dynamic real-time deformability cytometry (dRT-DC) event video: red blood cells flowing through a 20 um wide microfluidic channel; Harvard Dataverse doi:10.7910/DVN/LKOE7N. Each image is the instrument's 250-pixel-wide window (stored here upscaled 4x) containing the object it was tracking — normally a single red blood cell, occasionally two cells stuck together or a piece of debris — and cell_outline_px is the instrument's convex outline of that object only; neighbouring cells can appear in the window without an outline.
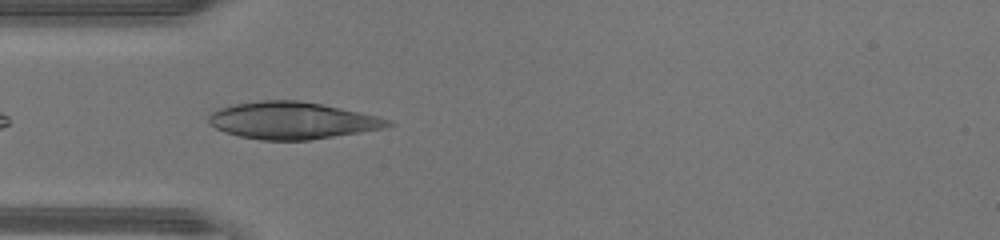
{"species": "human", "species_latin": "Homo sapiens", "temperature_condition": "warm", "stored_images_in_passage": 7, "camera_frame_rate_fps": 3000, "um_per_image_px": 0.085, "donor": {"sex": "male"}, "frame": {"image": 1, "passage_image": 2, "time_ms": 0.333, "image_size_px": [1000, 240], "cell_outline_px": [[396, 124], [384, 128], [308, 140], [260, 140], [240, 136], [224, 132], [208, 124], [208, 116], [212, 112], [220, 108], [232, 104], [260, 100], [300, 100], [340, 108], [376, 116], [388, 120]], "centroid_in_image_um": [24.77, 10.24], "position_along_channel_um": 60.2, "area_um2": 38.44}}
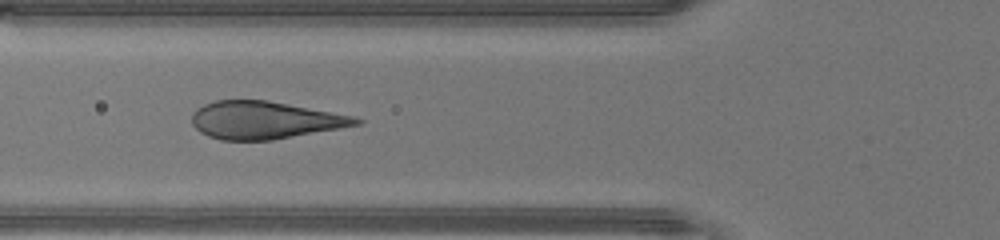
{"frame": {"image": 2, "passage_image": 5, "time_ms": 1.333, "image_size_px": [1000, 240], "cell_outline_px": [[364, 120], [360, 124], [340, 128], [272, 140], [220, 140], [208, 136], [200, 132], [192, 124], [192, 112], [196, 108], [204, 104], [216, 100], [264, 100], [288, 104], [352, 116]], "centroid_in_image_um": [22.44, 10.21], "position_along_channel_um": 103.4, "area_um2": 35.66}}